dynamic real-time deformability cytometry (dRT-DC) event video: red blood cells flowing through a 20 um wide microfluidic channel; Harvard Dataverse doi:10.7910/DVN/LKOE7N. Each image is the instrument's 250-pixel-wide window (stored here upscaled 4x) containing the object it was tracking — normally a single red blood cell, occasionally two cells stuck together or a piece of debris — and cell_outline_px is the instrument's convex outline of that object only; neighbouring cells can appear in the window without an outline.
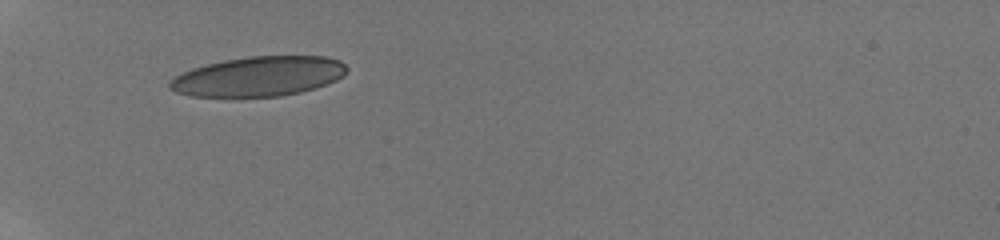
{"species": "human", "species_latin": "Homo sapiens", "temperature_condition": "room temperature", "stored_images_in_passage": 63, "camera_frame_rate_fps": 3000, "um_per_image_px": 0.085, "donor": {"sex": "male"}, "frame": {"image": 1, "passage_image": 1, "time_ms": 0.0, "image_size_px": [1000, 240], "cell_outline_px": [[348, 68], [344, 76], [336, 80], [316, 88], [300, 92], [280, 96], [192, 96], [176, 92], [168, 88], [168, 80], [192, 68], [224, 60], [252, 56], [324, 56], [340, 60]], "centroid_in_image_um": [22.0, 6.49], "position_along_channel_um": 63.0, "area_um2": 40.92}}
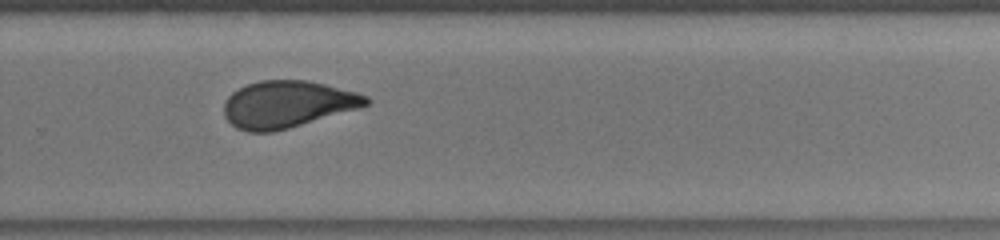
{"frame": {"image": 2, "passage_image": 36, "time_ms": 6.333, "image_size_px": [1000, 240], "cell_outline_px": [[372, 100], [368, 104], [360, 108], [288, 128], [272, 132], [248, 132], [236, 128], [224, 116], [224, 100], [232, 92], [248, 84], [260, 80], [308, 80], [356, 92], [368, 96]], "centroid_in_image_um": [24.42, 8.86], "position_along_channel_um": 305.4, "area_um2": 38.84}}
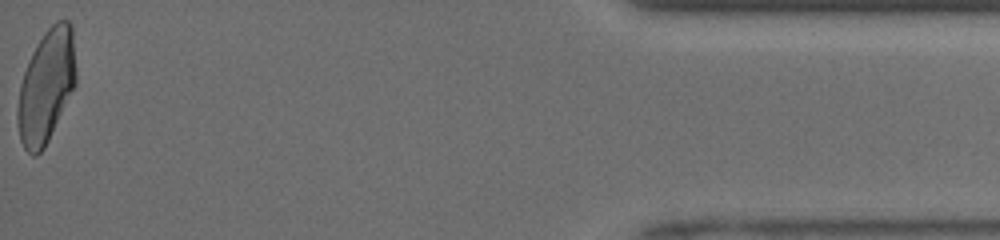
{"frame": {"image": 3, "passage_image": 63, "time_ms": 11.0, "image_size_px": [1000, 240], "cell_outline_px": [[76, 84], [44, 148], [36, 156], [32, 156], [24, 148], [20, 140], [16, 124], [16, 108], [20, 84], [24, 72], [32, 52], [36, 44], [44, 32], [56, 20], [68, 20], [72, 24], [76, 68]], "centroid_in_image_um": [3.92, 7.33], "position_along_channel_um": 431.3, "area_um2": 38.73}, "authors_computed_cell_mechanics": {"area_um2": 39.304, "velocity_mm_per_s": 4.1239, "shape_relaxation_time_tau1_ms": 7.4824, "shape_relaxation_time_tau2_ms": 1.2596, "deformation_change_tau1": 0.201, "deformation_change_tau2": 0.0756}}